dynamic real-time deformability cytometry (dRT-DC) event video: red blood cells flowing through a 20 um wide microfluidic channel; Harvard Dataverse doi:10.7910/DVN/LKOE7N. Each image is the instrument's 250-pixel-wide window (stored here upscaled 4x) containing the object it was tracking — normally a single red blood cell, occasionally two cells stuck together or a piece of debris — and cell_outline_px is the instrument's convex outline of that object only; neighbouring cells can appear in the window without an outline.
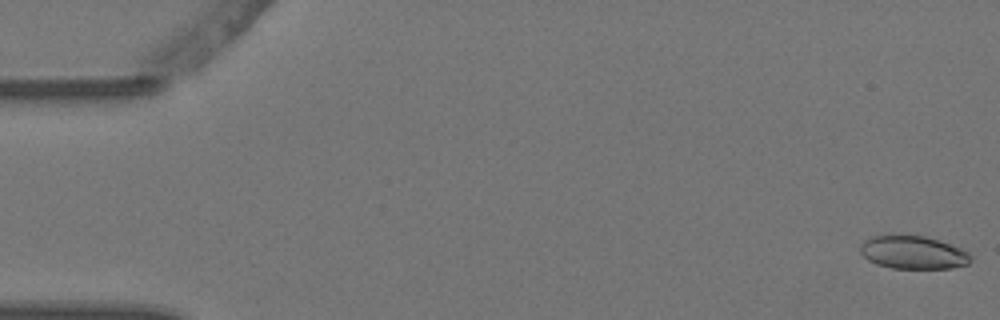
{"species": "Egyptian fruit bat (a non-hibernating species)", "species_latin": "Rousettus aegyptiacus", "temperature_condition": "warm", "stored_images_in_passage": 6, "camera_frame_rate_fps": 3000, "um_per_image_px": 0.085, "animal": {"sex": "female"}, "frame": {"image": 1, "passage_image": 1, "time_ms": 0.0, "image_size_px": [1000, 320], "cell_outline_px": [[972, 260], [968, 264], [952, 268], [892, 268], [876, 264], [868, 260], [860, 252], [860, 244], [864, 240], [872, 236], [924, 236], [940, 240], [960, 248], [968, 252], [972, 256]], "centroid_in_image_um": [77.63, 21.47], "position_along_channel_um": 7.4, "area_um2": 21.21}}
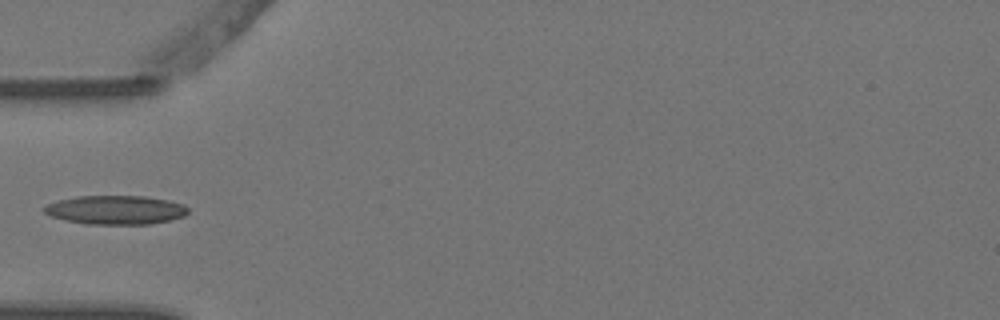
{"frame": {"image": 2, "passage_image": 5, "time_ms": 1.333, "image_size_px": [1000, 320], "cell_outline_px": [[188, 212], [184, 216], [172, 220], [148, 224], [88, 224], [64, 220], [52, 216], [44, 212], [40, 208], [56, 200], [76, 196], [144, 196], [168, 200], [184, 204], [188, 208]], "centroid_in_image_um": [9.82, 17.84], "position_along_channel_um": 75.2, "area_um2": 24.39}}
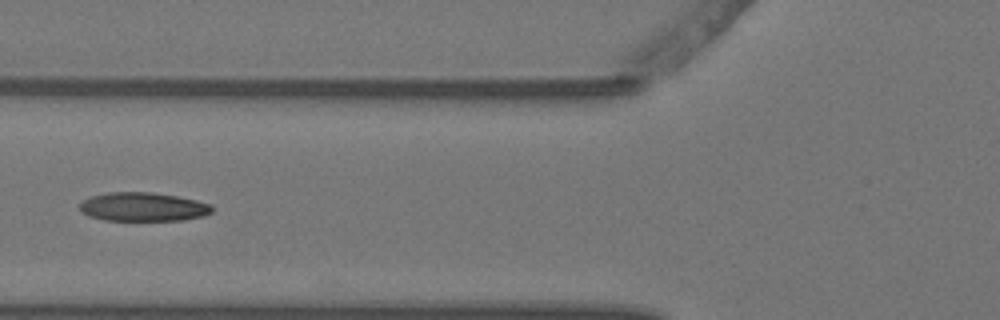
{"frame": {"image": 3, "passage_image": 6, "time_ms": 1.667, "image_size_px": [1000, 320], "cell_outline_px": [[212, 212], [204, 216], [184, 220], [104, 220], [88, 216], [80, 212], [80, 204], [88, 196], [108, 192], [152, 192], [176, 196], [196, 200], [212, 204]], "centroid_in_image_um": [12.14, 17.58], "position_along_channel_um": 113.7, "area_um2": 22.37}}